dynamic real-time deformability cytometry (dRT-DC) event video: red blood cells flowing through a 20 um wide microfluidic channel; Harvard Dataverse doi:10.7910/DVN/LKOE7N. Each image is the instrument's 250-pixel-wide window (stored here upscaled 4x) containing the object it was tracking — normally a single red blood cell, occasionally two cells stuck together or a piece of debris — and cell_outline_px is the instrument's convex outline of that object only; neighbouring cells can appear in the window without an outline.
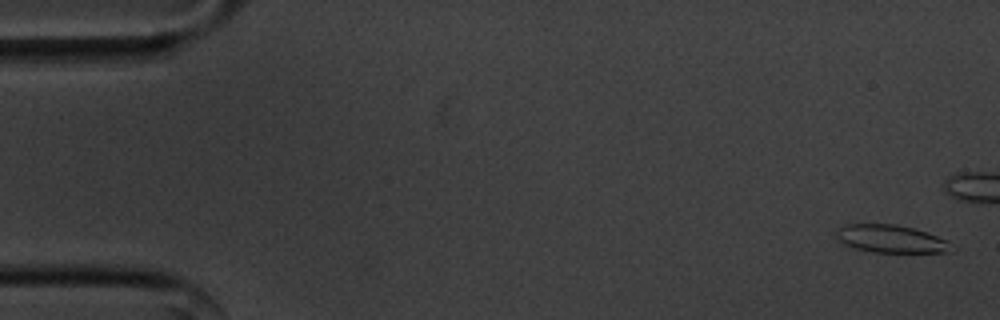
{"species": "common noctule bat (a hibernating species)", "species_latin": "Nyctalus noctula", "temperature_condition": "cold", "stored_images_in_passage": 44, "segment_of_instrument_passage": [1, 2], "camera_frame_rate_fps": 3000, "um_per_image_px": 0.085, "animal": {"sex": "male", "body_mass_g": 20.1, "forearm_length_mm": 53.5}, "frame": {"image": 1, "passage_image": 2, "time_ms": 0.333, "image_size_px": [1000, 320], "cell_outline_px": [[956, 248], [948, 252], [872, 252], [856, 248], [844, 244], [836, 236], [836, 228], [844, 224], [896, 224], [912, 228], [936, 236], [944, 240]], "centroid_in_image_um": [75.69, 20.3], "position_along_channel_um": 9.3, "area_um2": 18.44}}
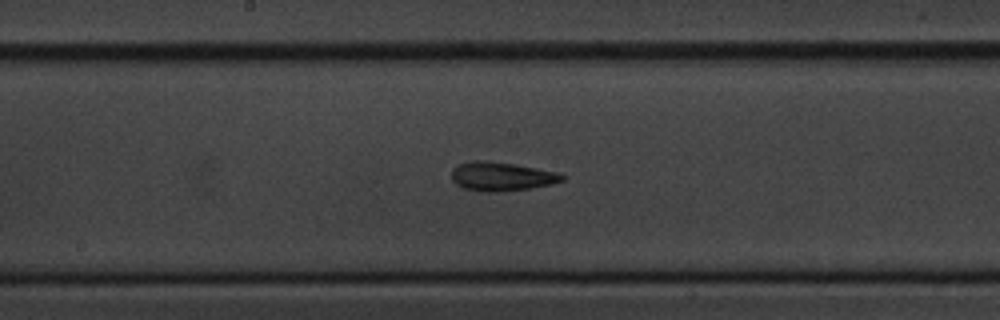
{"frame": {"image": 2, "passage_image": 29, "time_ms": 9.333, "image_size_px": [1000, 320], "cell_outline_px": [[564, 180], [552, 184], [528, 188], [500, 192], [484, 192], [464, 188], [456, 184], [452, 180], [452, 168], [460, 164], [476, 160], [480, 160], [512, 164], [536, 168], [552, 172], [564, 176]], "centroid_in_image_um": [42.57, 15.01], "position_along_channel_um": 205.6, "area_um2": 18.21}}
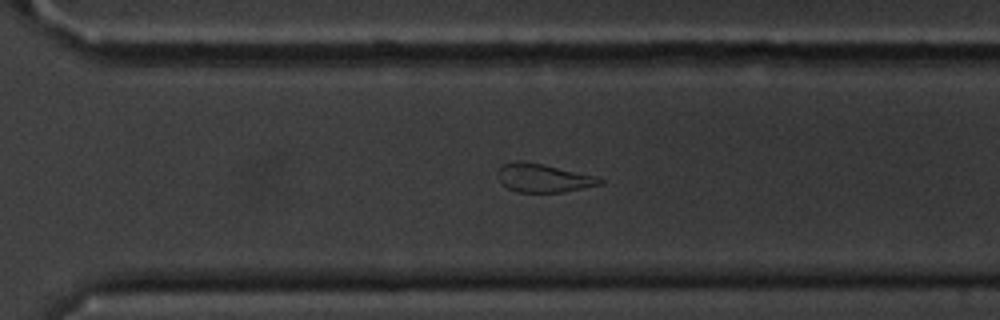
{"frame": {"image": 3, "passage_image": 39, "time_ms": 12.667, "image_size_px": [1000, 320], "cell_outline_px": [[604, 184], [564, 192], [516, 192], [508, 188], [500, 180], [496, 172], [504, 164], [516, 160], [520, 160], [540, 164], [596, 176], [604, 180]], "centroid_in_image_um": [46.2, 15.14], "position_along_channel_um": 324.4, "area_um2": 16.76}}